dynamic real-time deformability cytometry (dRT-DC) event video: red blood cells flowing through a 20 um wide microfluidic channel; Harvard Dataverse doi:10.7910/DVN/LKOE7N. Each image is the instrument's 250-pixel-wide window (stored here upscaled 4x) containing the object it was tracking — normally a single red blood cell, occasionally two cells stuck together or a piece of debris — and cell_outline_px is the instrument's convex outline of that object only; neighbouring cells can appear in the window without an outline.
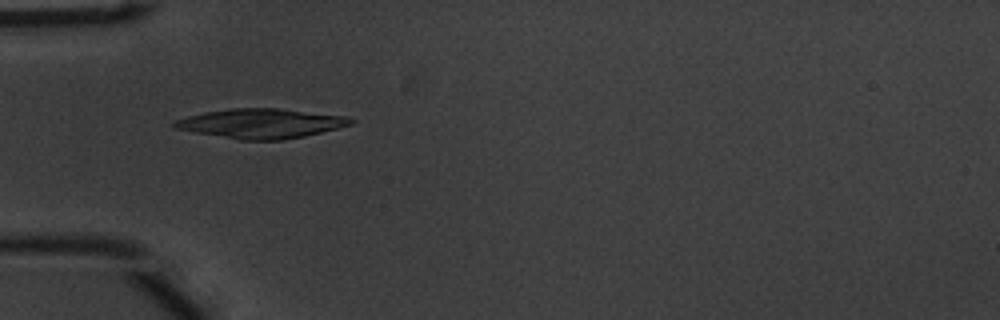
{"species": "common noctule bat (a hibernating species)", "species_latin": "Nyctalus noctula", "temperature_condition": "warm", "stored_images_in_passage": 37, "camera_frame_rate_fps": 3000, "um_per_image_px": 0.085, "animal": {"sex": "male", "body_mass_g": 20.1, "forearm_length_mm": 53.5}, "frame": {"image": 1, "passage_image": 1, "time_ms": 0.0, "image_size_px": [1000, 320], "cell_outline_px": [[356, 120], [352, 124], [304, 136], [280, 140], [240, 140], [196, 132], [176, 128], [172, 124], [176, 120], [188, 116], [204, 112], [228, 108], [280, 108], [348, 116]], "centroid_in_image_um": [22.23, 10.48], "position_along_channel_um": 62.8, "area_um2": 30.23}}
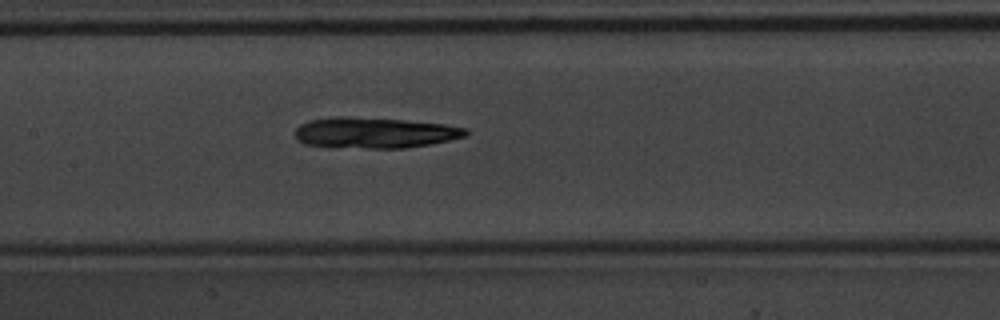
{"frame": {"image": 2, "passage_image": 10, "time_ms": 3.0, "image_size_px": [1000, 320], "cell_outline_px": [[468, 136], [428, 144], [404, 148], [332, 148], [304, 144], [296, 140], [296, 128], [300, 124], [308, 120], [332, 116], [344, 116], [404, 120], [444, 124], [468, 128]], "centroid_in_image_um": [31.78, 11.29], "position_along_channel_um": 175.6, "area_um2": 31.04}}
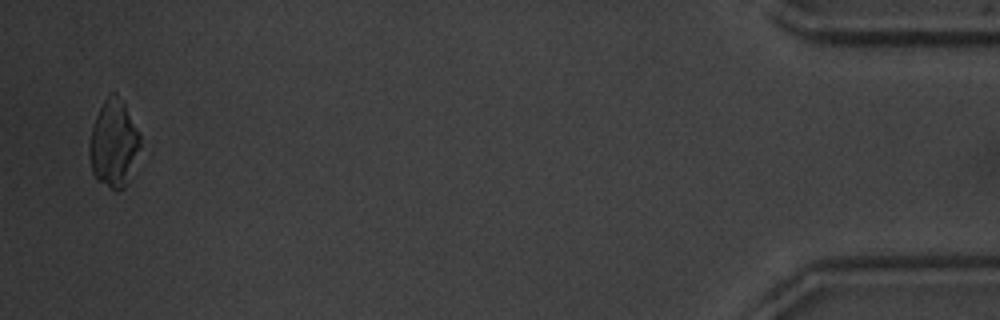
{"frame": {"image": 3, "passage_image": 36, "time_ms": 11.667, "image_size_px": [1000, 320], "cell_outline_px": [[140, 148], [124, 188], [120, 192], [116, 192], [96, 180], [92, 172], [88, 156], [88, 148], [92, 128], [96, 116], [104, 100], [112, 92], [116, 92], [124, 104], [140, 132]], "centroid_in_image_um": [9.64, 12.23], "position_along_channel_um": 425.6, "area_um2": 25.89}, "authors_computed_cell_mechanics": {"area_um2": 29.3624, "velocity_mm_per_s": 3.8141, "shape_relaxation_time_tau1_ms": 6.0823, "shape_relaxation_time_tau2_ms": null, "deformation_change_tau1": 0.2149, "deformation_change_tau2": null}}